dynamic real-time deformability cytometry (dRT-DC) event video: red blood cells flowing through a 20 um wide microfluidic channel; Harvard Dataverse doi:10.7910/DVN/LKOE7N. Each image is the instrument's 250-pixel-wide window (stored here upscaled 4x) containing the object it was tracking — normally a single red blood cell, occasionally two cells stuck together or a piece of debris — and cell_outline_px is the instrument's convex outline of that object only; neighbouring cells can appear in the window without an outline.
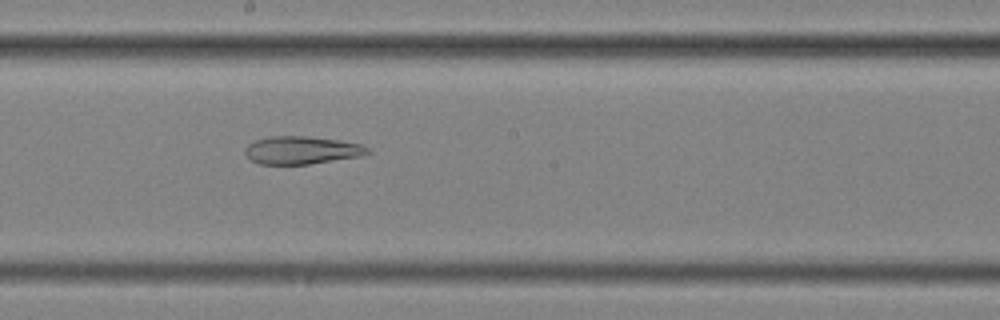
{"species": "common noctule bat (a hibernating species)", "species_latin": "Nyctalus noctula", "temperature_condition": "cold", "stored_images_in_passage": 57, "segment_of_instrument_passage": [2, 2], "camera_frame_rate_fps": 3000, "um_per_image_px": 0.085, "animal": {"sex": "female", "body_mass_g": 25.1}, "frame": {"image": 1, "passage_image": 32, "time_ms": 10.333, "image_size_px": [1000, 320], "cell_outline_px": [[372, 152], [364, 156], [308, 164], [260, 164], [252, 160], [244, 152], [244, 148], [248, 144], [256, 140], [272, 136], [308, 136], [340, 140], [364, 144]], "centroid_in_image_um": [25.71, 12.76], "position_along_channel_um": 222.5, "area_um2": 20.06}}
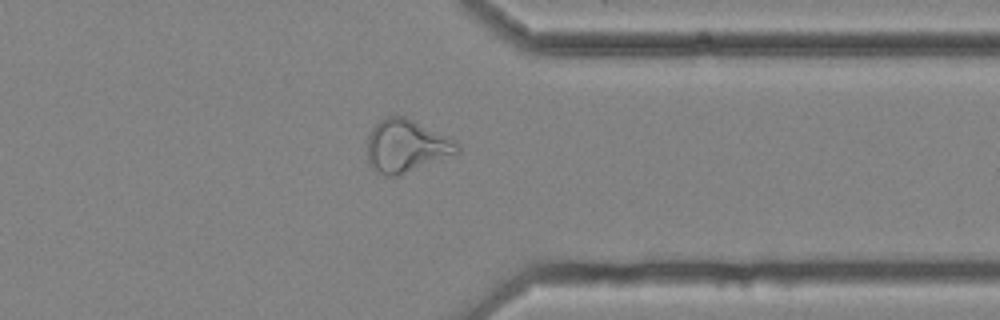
{"frame": {"image": 2, "passage_image": 45, "time_ms": 14.667, "image_size_px": [1000, 320], "cell_outline_px": [[460, 152], [400, 176], [384, 176], [372, 168], [368, 164], [368, 136], [372, 128], [380, 120], [388, 116], [404, 116], [448, 136], [456, 140], [460, 144]], "centroid_in_image_um": [34.55, 12.43], "position_along_channel_um": 376.9, "area_um2": 27.8}}
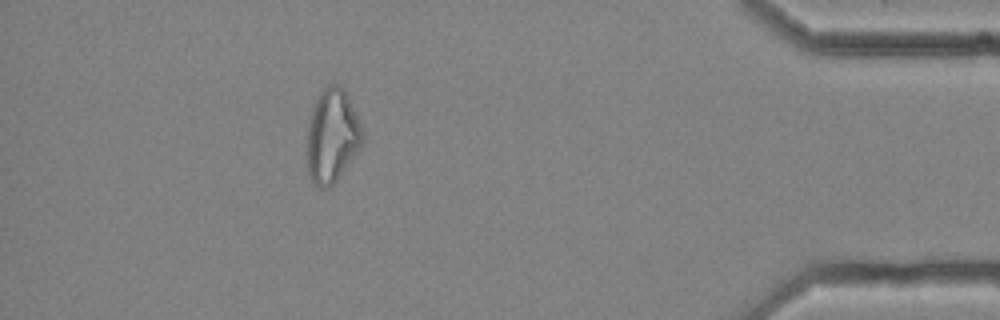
{"frame": {"image": 3, "passage_image": 51, "time_ms": 16.667, "image_size_px": [1000, 320], "cell_outline_px": [[364, 140], [360, 148], [336, 180], [328, 188], [320, 188], [308, 176], [308, 120], [312, 108], [320, 92], [328, 84], [340, 84], [344, 88], [348, 96], [364, 132]], "centroid_in_image_um": [28.24, 11.52], "position_along_channel_um": 407.0, "area_um2": 30.11}}